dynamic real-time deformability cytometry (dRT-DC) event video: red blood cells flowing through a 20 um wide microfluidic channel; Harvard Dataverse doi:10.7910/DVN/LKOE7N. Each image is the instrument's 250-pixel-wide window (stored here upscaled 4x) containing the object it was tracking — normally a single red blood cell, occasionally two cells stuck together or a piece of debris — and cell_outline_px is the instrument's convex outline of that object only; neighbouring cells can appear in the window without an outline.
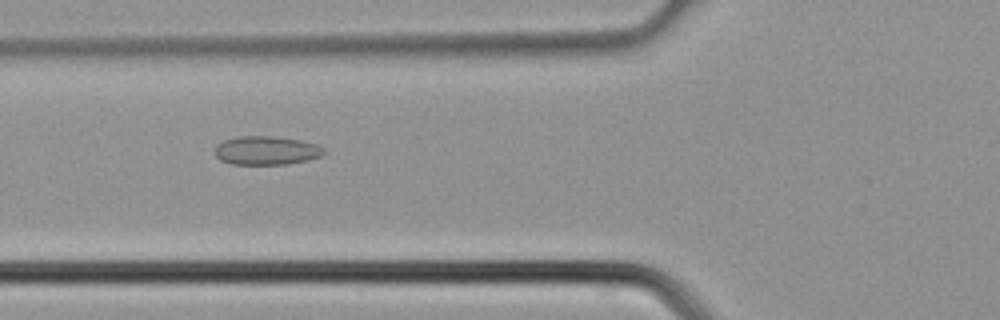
{"species": "common noctule bat (a hibernating species)", "species_latin": "Nyctalus noctula", "temperature_condition": "cold", "stored_images_in_passage": 5, "camera_frame_rate_fps": 3000, "um_per_image_px": 0.085, "animal": {"sex": "male", "body_mass_g": 21.5, "forearm_length_mm": 52.0}, "frame": {"image": 1, "passage_image": 5, "time_ms": 1.333, "image_size_px": [1000, 320], "cell_outline_px": [[324, 152], [320, 156], [308, 160], [288, 164], [232, 164], [220, 160], [216, 156], [216, 144], [224, 140], [240, 136], [272, 136], [300, 140], [316, 144], [324, 148]], "centroid_in_image_um": [22.63, 12.79], "position_along_channel_um": 103.2, "area_um2": 18.15}}